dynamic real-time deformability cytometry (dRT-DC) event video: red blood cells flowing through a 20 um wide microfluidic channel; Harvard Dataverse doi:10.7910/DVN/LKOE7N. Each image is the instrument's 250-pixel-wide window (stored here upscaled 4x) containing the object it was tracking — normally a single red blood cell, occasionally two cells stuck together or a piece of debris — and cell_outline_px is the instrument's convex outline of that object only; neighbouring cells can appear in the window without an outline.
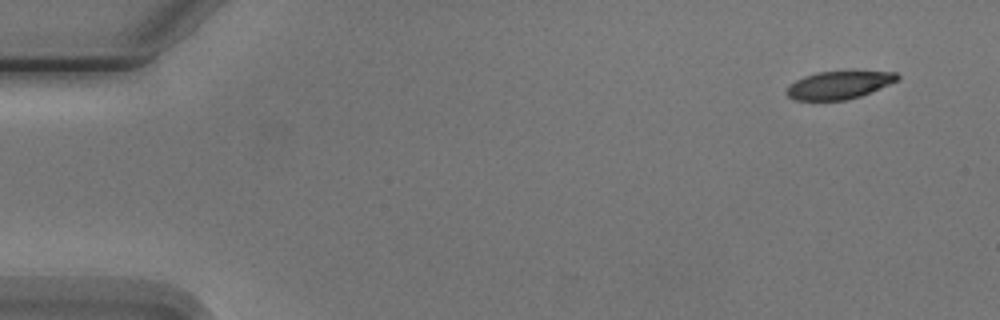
{"species": "Egyptian fruit bat (a non-hibernating species)", "species_latin": "Rousettus aegyptiacus", "temperature_condition": "cold", "stored_images_in_passage": 4, "camera_frame_rate_fps": 3000, "um_per_image_px": 0.085, "animal": {"sex": "male"}, "frame": {"image": 1, "passage_image": 1, "time_ms": 0.0, "image_size_px": [1000, 320], "cell_outline_px": [[900, 80], [860, 96], [844, 100], [796, 100], [788, 96], [784, 92], [788, 84], [804, 76], [816, 72], [896, 72], [900, 76]], "centroid_in_image_um": [71.27, 7.23], "position_along_channel_um": 13.7, "area_um2": 17.86}}